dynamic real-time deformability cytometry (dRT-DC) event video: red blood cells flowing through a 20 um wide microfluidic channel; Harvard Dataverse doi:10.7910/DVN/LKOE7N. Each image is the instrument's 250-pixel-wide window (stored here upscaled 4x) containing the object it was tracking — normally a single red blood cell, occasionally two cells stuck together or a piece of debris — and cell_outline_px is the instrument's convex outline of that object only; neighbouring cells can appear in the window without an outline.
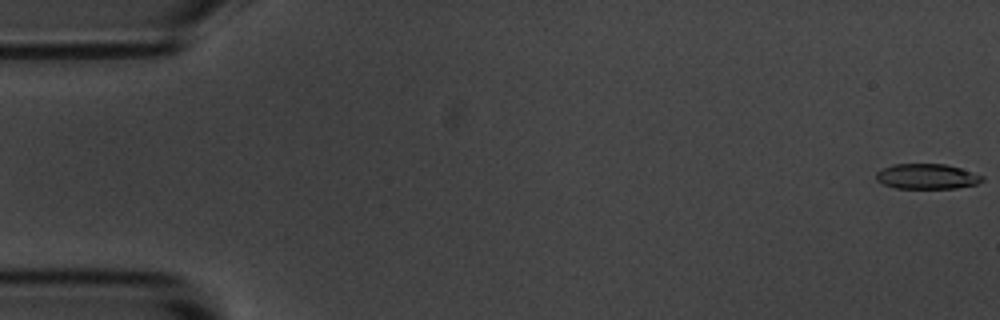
{"species": "common noctule bat (a hibernating species)", "species_latin": "Nyctalus noctula", "temperature_condition": "room temperature", "stored_images_in_passage": 5, "camera_frame_rate_fps": 3000, "um_per_image_px": 0.085, "animal": {"sex": "male", "body_mass_g": 20.1, "forearm_length_mm": 53.5}, "frame": {"image": 1, "passage_image": 1, "time_ms": 0.0, "image_size_px": [1000, 320], "cell_outline_px": [[984, 180], [976, 184], [956, 188], [896, 188], [884, 184], [876, 180], [876, 172], [880, 168], [892, 164], [944, 164], [960, 168], [984, 176]], "centroid_in_image_um": [78.76, 14.99], "position_along_channel_um": 6.2, "area_um2": 15.61}}